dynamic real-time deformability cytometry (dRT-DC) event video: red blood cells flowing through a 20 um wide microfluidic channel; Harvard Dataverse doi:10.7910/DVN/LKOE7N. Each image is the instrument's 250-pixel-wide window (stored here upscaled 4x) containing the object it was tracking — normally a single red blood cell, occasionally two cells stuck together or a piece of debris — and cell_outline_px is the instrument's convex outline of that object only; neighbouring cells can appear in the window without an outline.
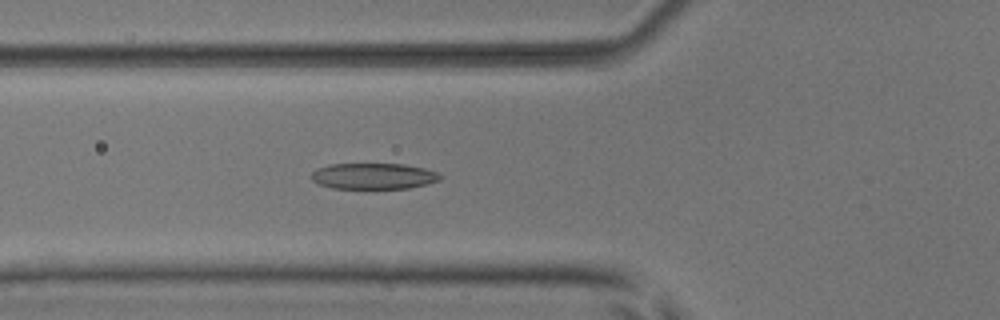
{"species": "common noctule bat (a hibernating species)", "species_latin": "Nyctalus noctula", "temperature_condition": "room temperature", "stored_images_in_passage": 30, "camera_frame_rate_fps": 3000, "um_per_image_px": 0.085, "animal": {"sex": "male", "body_mass_g": 17.9, "forearm_length_mm": 54.2}, "frame": {"image": 1, "passage_image": 10, "time_ms": 3.0, "image_size_px": [1000, 320], "cell_outline_px": [[440, 180], [428, 184], [408, 188], [332, 188], [320, 184], [312, 180], [312, 172], [316, 168], [328, 164], [404, 164], [424, 168], [440, 172]], "centroid_in_image_um": [31.77, 14.96], "position_along_channel_um": 94.0, "area_um2": 19.54}}
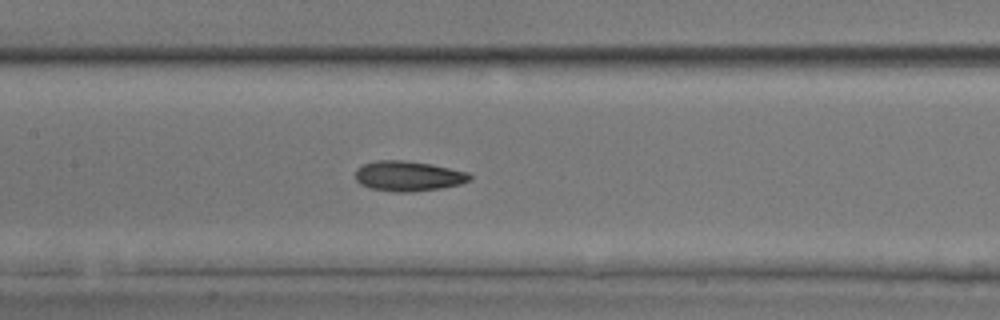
{"frame": {"image": 2, "passage_image": 16, "time_ms": 5.0, "image_size_px": [1000, 320], "cell_outline_px": [[472, 180], [460, 184], [440, 188], [412, 192], [396, 192], [368, 188], [360, 184], [356, 180], [356, 168], [364, 164], [376, 160], [404, 160], [432, 164], [468, 172], [472, 176]], "centroid_in_image_um": [34.7, 14.96], "position_along_channel_um": 172.7, "area_um2": 20.23}}
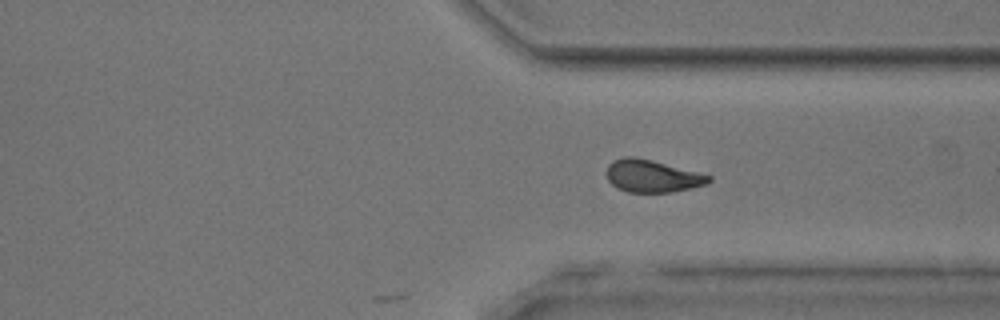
{"frame": {"image": 3, "passage_image": 30, "time_ms": 9.667, "image_size_px": [1000, 320], "cell_outline_px": [[712, 180], [708, 184], [692, 188], [672, 192], [628, 192], [616, 188], [608, 180], [608, 164], [612, 160], [624, 156], [636, 156], [652, 160], [712, 176]], "centroid_in_image_um": [55.44, 14.96], "position_along_channel_um": 356.0, "area_um2": 19.36}}